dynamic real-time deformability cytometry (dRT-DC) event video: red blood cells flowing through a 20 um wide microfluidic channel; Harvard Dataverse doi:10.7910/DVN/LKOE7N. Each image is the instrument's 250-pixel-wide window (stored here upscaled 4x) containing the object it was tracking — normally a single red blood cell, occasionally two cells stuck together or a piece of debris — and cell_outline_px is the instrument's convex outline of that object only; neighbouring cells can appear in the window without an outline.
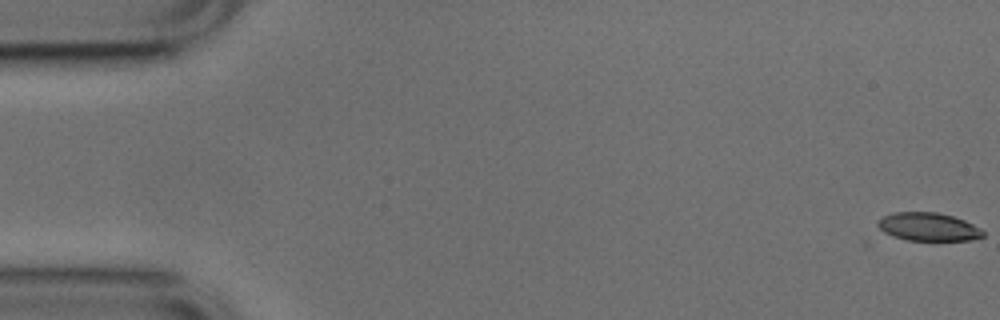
{"species": "common noctule bat (a hibernating species)", "species_latin": "Nyctalus noctula", "temperature_condition": "cold", "stored_images_in_passage": 5, "camera_frame_rate_fps": 3000, "um_per_image_px": 0.085, "animal": {"sex": "male", "body_mass_g": 17.9, "forearm_length_mm": 54.2}, "frame": {"image": 1, "passage_image": 1, "time_ms": 0.0, "image_size_px": [1000, 320], "cell_outline_px": [[984, 236], [972, 240], [908, 240], [892, 236], [884, 232], [876, 224], [884, 216], [892, 212], [936, 212], [952, 216], [964, 220], [980, 228], [984, 232]], "centroid_in_image_um": [78.91, 19.28], "position_along_channel_um": 6.1, "area_um2": 17.17}}
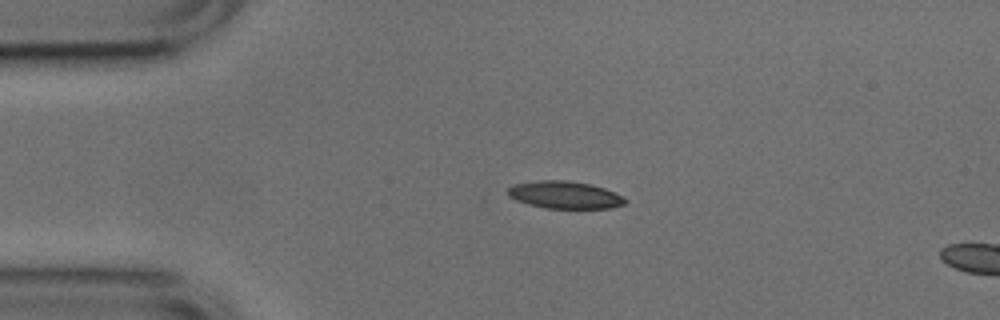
{"frame": {"image": 2, "passage_image": 4, "time_ms": 1.0, "image_size_px": [1000, 320], "cell_outline_px": [[628, 200], [624, 204], [612, 208], [544, 208], [528, 204], [516, 200], [508, 196], [508, 188], [512, 184], [536, 180], [568, 180], [592, 184], [604, 188], [624, 196]], "centroid_in_image_um": [48.01, 16.56], "position_along_channel_um": 37.0, "area_um2": 18.96}}